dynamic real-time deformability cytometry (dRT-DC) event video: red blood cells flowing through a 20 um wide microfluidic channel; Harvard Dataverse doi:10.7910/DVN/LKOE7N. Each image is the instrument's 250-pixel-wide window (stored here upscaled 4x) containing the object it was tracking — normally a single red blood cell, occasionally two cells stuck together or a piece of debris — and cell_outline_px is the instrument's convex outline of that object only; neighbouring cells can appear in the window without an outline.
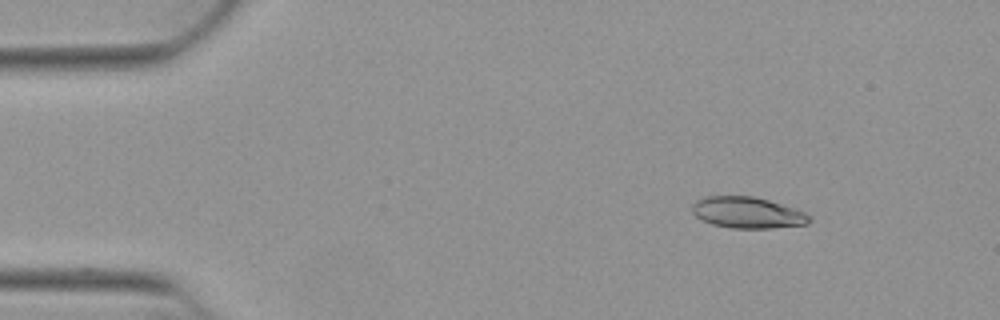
{"species": "Egyptian fruit bat (a non-hibernating species)", "species_latin": "Rousettus aegyptiacus", "temperature_condition": "warm", "stored_images_in_passage": 8, "camera_frame_rate_fps": 3000, "um_per_image_px": 0.085, "animal": {"sex": "female"}, "frame": {"image": 1, "passage_image": 1, "time_ms": 0.0, "image_size_px": [1000, 320], "cell_outline_px": [[812, 220], [808, 224], [772, 228], [732, 228], [712, 224], [696, 216], [692, 212], [692, 204], [696, 200], [704, 196], [752, 196], [768, 200], [804, 212]], "centroid_in_image_um": [63.51, 18.07], "position_along_channel_um": 21.5, "area_um2": 21.15}}